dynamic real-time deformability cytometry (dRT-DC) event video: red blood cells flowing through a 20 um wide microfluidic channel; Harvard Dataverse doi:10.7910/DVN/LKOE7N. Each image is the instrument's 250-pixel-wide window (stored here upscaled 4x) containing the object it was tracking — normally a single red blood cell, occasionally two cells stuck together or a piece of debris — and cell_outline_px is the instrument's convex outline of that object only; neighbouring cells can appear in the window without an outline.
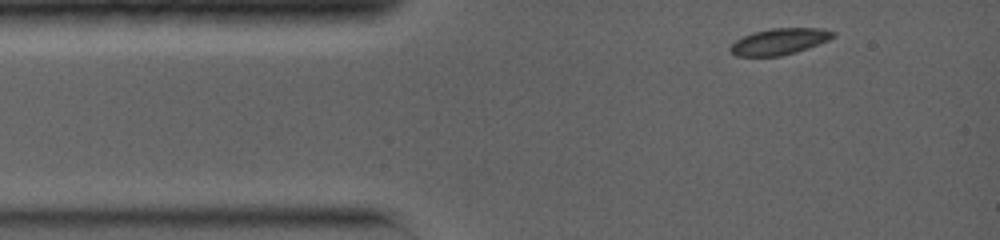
{"species": "common noctule bat (a hibernating species)", "species_latin": "Nyctalus noctula", "temperature_condition": "warm", "stored_images_in_passage": 29, "camera_frame_rate_fps": 5000, "um_per_image_px": 0.085, "animal": {"sex": "female", "body_mass_g": 19.0, "forearm_length_mm": 56.7}, "frame": {"image": 1, "passage_image": 1, "time_ms": 0.0, "image_size_px": [1000, 240], "cell_outline_px": [[836, 36], [828, 40], [808, 48], [796, 52], [780, 56], [736, 56], [728, 48], [736, 40], [752, 32], [772, 28], [820, 28], [836, 32]], "centroid_in_image_um": [66.26, 3.52], "position_along_channel_um": 18.7, "area_um2": 15.72}}
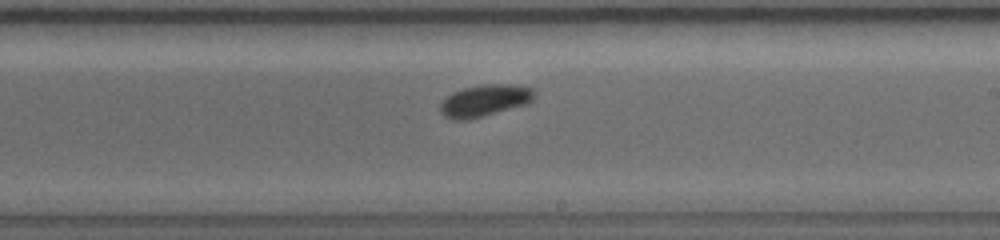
{"frame": {"image": 2, "passage_image": 17, "time_ms": 6.8, "image_size_px": [1000, 240], "cell_outline_px": [[532, 100], [528, 104], [468, 120], [452, 120], [444, 116], [440, 112], [440, 104], [452, 92], [464, 88], [484, 84], [516, 84], [532, 88]], "centroid_in_image_um": [41.18, 8.55], "position_along_channel_um": 247.8, "area_um2": 17.4}}
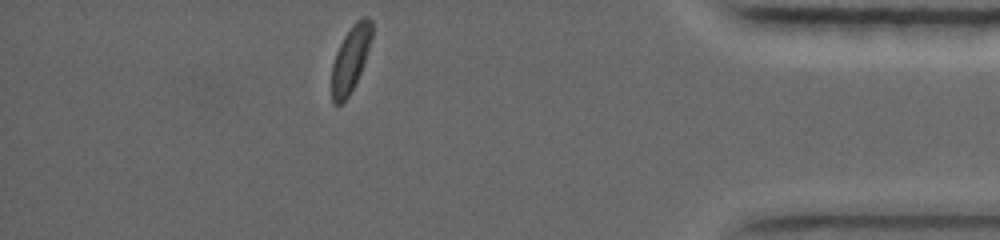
{"frame": {"image": 3, "passage_image": 29, "time_ms": 11.8, "image_size_px": [1000, 240], "cell_outline_px": [[372, 36], [360, 72], [348, 96], [340, 104], [332, 104], [332, 64], [336, 52], [344, 36], [356, 20], [364, 16], [368, 16], [372, 20]], "centroid_in_image_um": [29.78, 4.97], "position_along_channel_um": 405.4, "area_um2": 15.09}, "authors_computed_cell_mechanics": {"area_um2": 15.9528, "velocity_mm_per_s": 3.942, "shape_relaxation_time_tau1_ms": 4.0328, "shape_relaxation_time_tau2_ms": null, "deformation_change_tau1": 0.1214, "deformation_change_tau2": null}}